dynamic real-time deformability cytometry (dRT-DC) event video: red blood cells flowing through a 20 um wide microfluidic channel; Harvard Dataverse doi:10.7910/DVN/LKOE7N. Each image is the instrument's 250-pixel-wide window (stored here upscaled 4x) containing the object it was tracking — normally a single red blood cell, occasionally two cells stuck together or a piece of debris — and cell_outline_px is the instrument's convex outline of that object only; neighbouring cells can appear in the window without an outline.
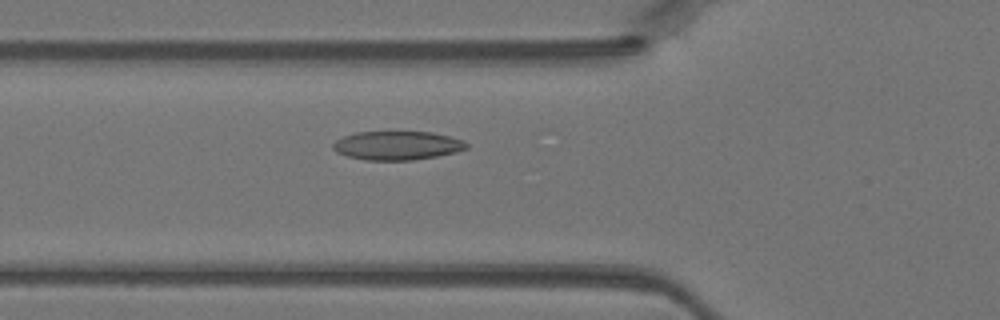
{"species": "Egyptian fruit bat (a non-hibernating species)", "species_latin": "Rousettus aegyptiacus", "temperature_condition": "warm", "stored_images_in_passage": 45, "camera_frame_rate_fps": 3000, "um_per_image_px": 0.085, "animal": {"sex": "female"}, "frame": {"image": 1, "passage_image": 16, "time_ms": 5.0, "image_size_px": [1000, 320], "cell_outline_px": [[468, 148], [456, 152], [436, 156], [412, 160], [364, 160], [348, 156], [336, 152], [332, 148], [332, 144], [336, 140], [344, 136], [356, 132], [432, 132], [464, 140], [468, 144]], "centroid_in_image_um": [33.76, 12.37], "position_along_channel_um": 92.0, "area_um2": 22.37}}
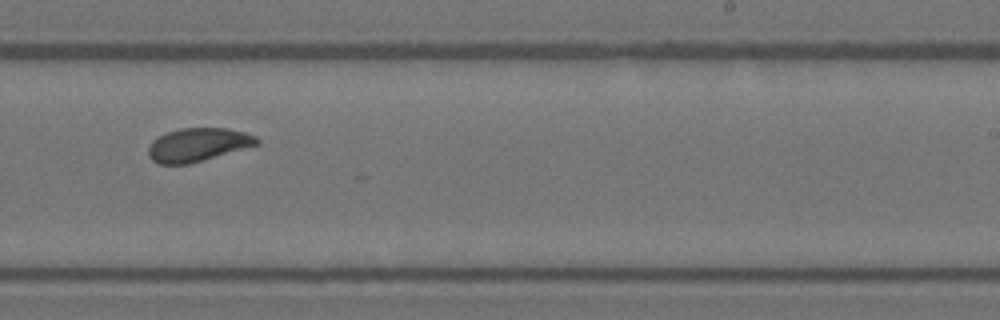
{"frame": {"image": 2, "passage_image": 28, "time_ms": 9.0, "image_size_px": [1000, 320], "cell_outline_px": [[260, 144], [188, 164], [160, 164], [152, 160], [148, 156], [148, 148], [152, 140], [168, 132], [180, 128], [228, 128], [244, 132], [256, 136], [260, 140]], "centroid_in_image_um": [16.83, 12.3], "position_along_channel_um": 272.2, "area_um2": 21.04}}
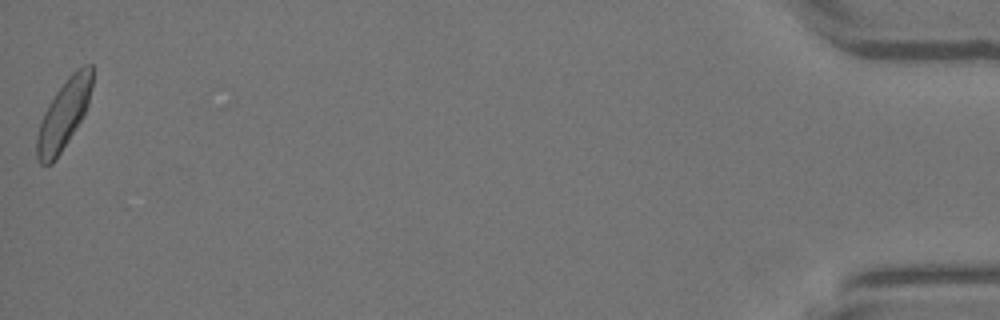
{"frame": {"image": 3, "passage_image": 45, "time_ms": 14.667, "image_size_px": [1000, 320], "cell_outline_px": [[92, 84], [88, 104], [84, 116], [56, 160], [52, 164], [40, 164], [36, 160], [36, 136], [44, 112], [48, 104], [56, 92], [68, 76], [76, 68], [84, 64], [92, 64]], "centroid_in_image_um": [5.42, 9.74], "position_along_channel_um": 429.8, "area_um2": 22.48}}